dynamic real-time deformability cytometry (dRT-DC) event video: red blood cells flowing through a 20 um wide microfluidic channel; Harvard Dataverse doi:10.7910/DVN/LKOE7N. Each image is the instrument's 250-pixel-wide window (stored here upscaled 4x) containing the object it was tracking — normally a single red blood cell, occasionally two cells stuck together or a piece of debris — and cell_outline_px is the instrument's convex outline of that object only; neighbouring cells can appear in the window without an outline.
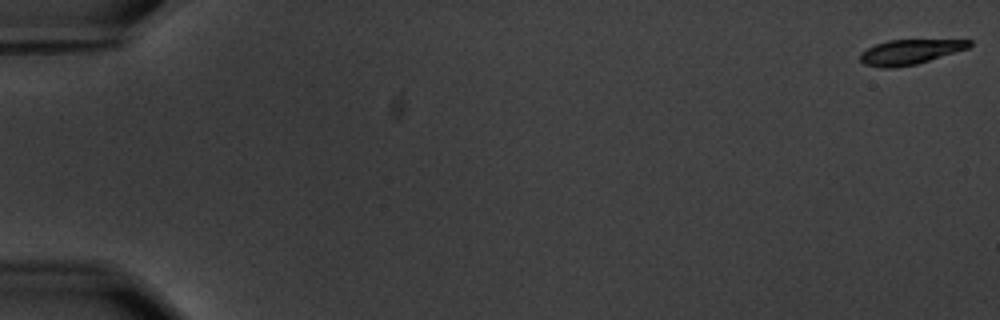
{"species": "common noctule bat (a hibernating species)", "species_latin": "Nyctalus noctula", "temperature_condition": "warm", "stored_images_in_passage": 58, "camera_frame_rate_fps": 3000, "um_per_image_px": 0.085, "animal": {"sex": "male", "body_mass_g": 20.1, "forearm_length_mm": 53.5}, "frame": {"image": 1, "passage_image": 1, "time_ms": 0.0, "image_size_px": [1000, 320], "cell_outline_px": [[972, 44], [968, 48], [916, 64], [888, 68], [884, 68], [864, 64], [860, 60], [860, 52], [876, 44], [888, 40], [972, 40]], "centroid_in_image_um": [77.32, 4.41], "position_along_channel_um": 7.7, "area_um2": 15.55}}
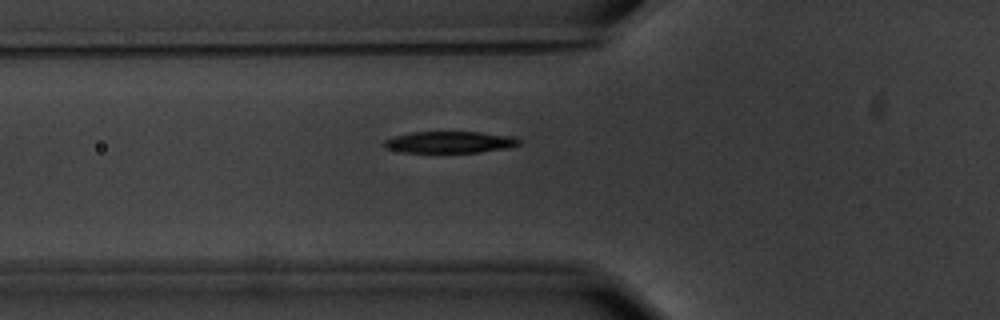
{"frame": {"image": 2, "passage_image": 22, "time_ms": 7.0, "image_size_px": [1000, 320], "cell_outline_px": [[520, 144], [508, 148], [480, 152], [404, 152], [384, 148], [380, 144], [384, 140], [396, 136], [412, 132], [480, 132], [516, 136], [520, 140]], "centroid_in_image_um": [38.24, 12.08], "position_along_channel_um": 87.6, "area_um2": 17.11}}
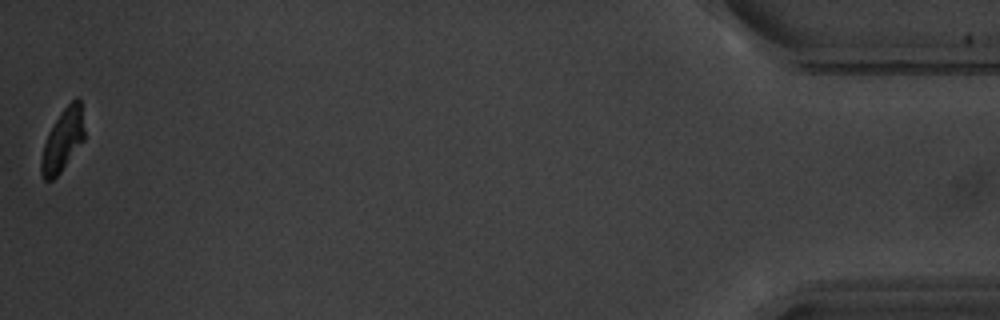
{"frame": {"image": 3, "passage_image": 58, "time_ms": 19.0, "image_size_px": [1000, 320], "cell_outline_px": [[84, 140], [60, 172], [52, 180], [44, 180], [40, 172], [40, 160], [44, 144], [48, 132], [60, 112], [76, 96], [80, 100], [84, 128]], "centroid_in_image_um": [5.31, 11.91], "position_along_channel_um": 429.9, "area_um2": 15.61}, "authors_computed_cell_mechanics": {"area_um2": 17.8024, "velocity_mm_per_s": 3.5629, "shape_relaxation_time_tau1_ms": 2.5892, "shape_relaxation_time_tau2_ms": 5.8886, "deformation_change_tau1": 0.1714, "deformation_change_tau2": 0.103}}